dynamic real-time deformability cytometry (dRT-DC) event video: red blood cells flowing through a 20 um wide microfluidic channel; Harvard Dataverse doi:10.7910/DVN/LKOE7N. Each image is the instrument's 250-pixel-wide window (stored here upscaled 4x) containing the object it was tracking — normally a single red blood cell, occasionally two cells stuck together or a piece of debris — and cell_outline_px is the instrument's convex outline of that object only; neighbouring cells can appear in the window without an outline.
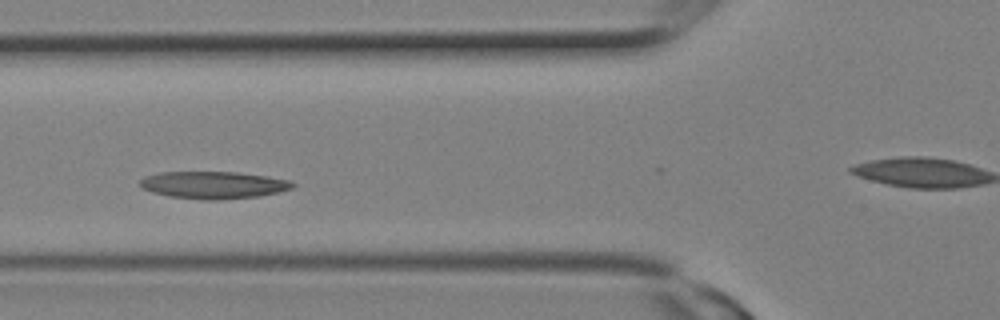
{"species": "Egyptian fruit bat (a non-hibernating species)", "species_latin": "Rousettus aegyptiacus", "temperature_condition": "room temperature", "stored_images_in_passage": 13, "camera_frame_rate_fps": 3000, "um_per_image_px": 0.085, "animal": {"sex": "female"}, "frame": {"image": 1, "passage_image": 6, "time_ms": 1.667, "image_size_px": [1000, 320], "cell_outline_px": [[296, 184], [292, 188], [280, 192], [260, 196], [216, 200], [204, 200], [168, 196], [152, 192], [144, 188], [140, 184], [140, 180], [144, 176], [160, 172], [236, 172], [292, 180]], "centroid_in_image_um": [18.17, 15.72], "position_along_channel_um": 107.6, "area_um2": 24.28}}
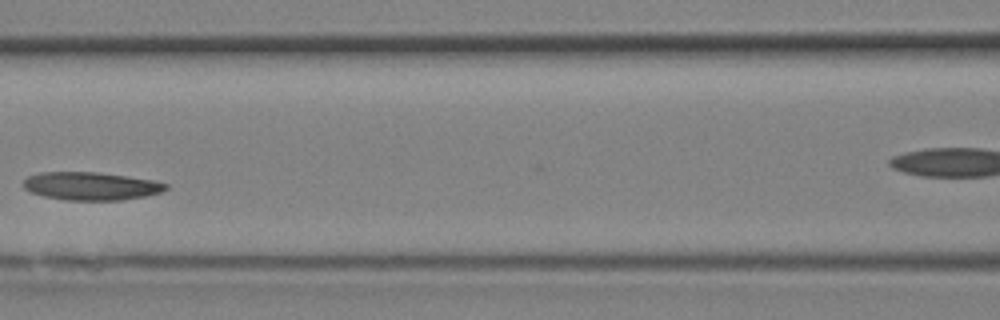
{"frame": {"image": 2, "passage_image": 8, "time_ms": 2.333, "image_size_px": [1000, 320], "cell_outline_px": [[168, 188], [160, 192], [144, 196], [120, 200], [64, 200], [44, 196], [32, 192], [24, 188], [24, 180], [28, 176], [40, 172], [96, 172], [152, 180], [168, 184]], "centroid_in_image_um": [7.71, 15.81], "position_along_channel_um": 158.9, "area_um2": 23.0}}
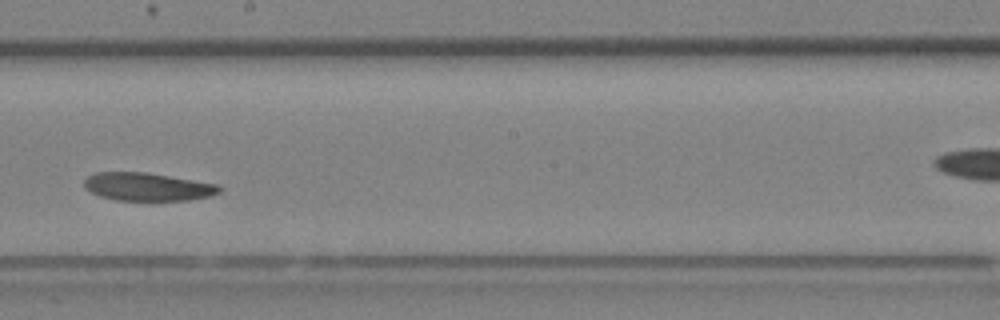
{"frame": {"image": 3, "passage_image": 11, "time_ms": 3.333, "image_size_px": [1000, 320], "cell_outline_px": [[224, 188], [220, 192], [212, 196], [188, 200], [116, 200], [100, 196], [84, 188], [84, 180], [88, 176], [96, 172], [144, 172], [220, 184]], "centroid_in_image_um": [12.59, 15.87], "position_along_channel_um": 235.6, "area_um2": 22.2}}